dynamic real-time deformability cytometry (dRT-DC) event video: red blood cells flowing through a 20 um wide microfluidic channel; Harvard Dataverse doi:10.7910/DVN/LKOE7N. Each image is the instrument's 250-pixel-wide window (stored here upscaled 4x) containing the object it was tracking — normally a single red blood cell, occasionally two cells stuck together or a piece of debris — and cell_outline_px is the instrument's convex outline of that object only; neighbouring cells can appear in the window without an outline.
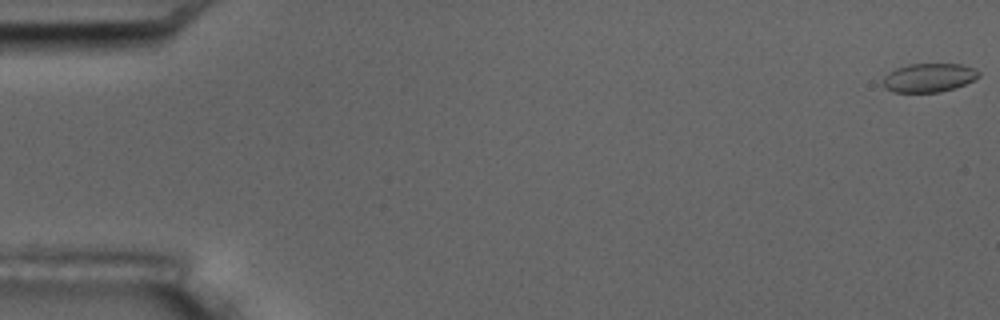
{"species": "common noctule bat (a hibernating species)", "species_latin": "Nyctalus noctula", "temperature_condition": "room temperature", "stored_images_in_passage": 6, "camera_frame_rate_fps": 3000, "um_per_image_px": 0.085, "animal": {"sex": "male", "body_mass_g": 17.5, "forearm_length_mm": 52.3}, "frame": {"image": 1, "passage_image": 1, "time_ms": 0.0, "image_size_px": [1000, 320], "cell_outline_px": [[980, 76], [956, 88], [940, 92], [892, 92], [884, 88], [880, 84], [884, 76], [888, 72], [896, 68], [908, 64], [960, 64], [976, 68], [980, 72]], "centroid_in_image_um": [78.92, 6.61], "position_along_channel_um": 6.1, "area_um2": 16.3}}